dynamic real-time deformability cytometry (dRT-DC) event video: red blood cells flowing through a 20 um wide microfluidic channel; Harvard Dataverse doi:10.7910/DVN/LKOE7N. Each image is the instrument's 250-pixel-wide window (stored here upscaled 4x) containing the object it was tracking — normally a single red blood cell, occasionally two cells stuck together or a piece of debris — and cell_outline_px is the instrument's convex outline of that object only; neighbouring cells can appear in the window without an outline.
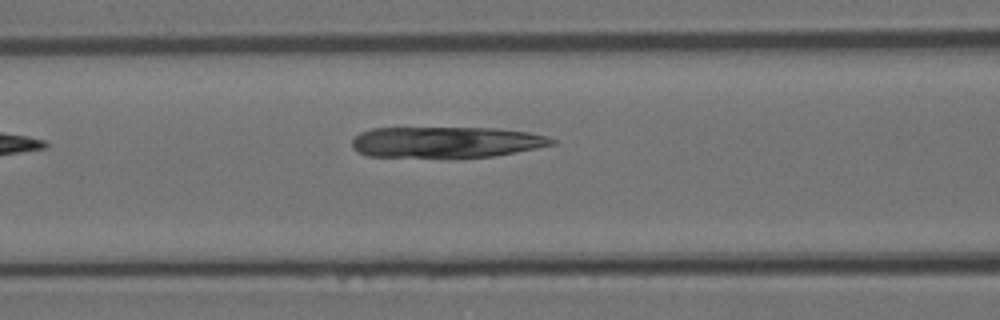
{"species": "Egyptian fruit bat (a non-hibernating species)", "species_latin": "Rousettus aegyptiacus", "temperature_condition": "room temperature", "stored_images_in_passage": 5, "camera_frame_rate_fps": 3000, "um_per_image_px": 0.085, "animal": {"sex": "female"}, "frame": {"image": 1, "passage_image": 5, "time_ms": 1.333, "image_size_px": [1000, 320], "cell_outline_px": [[556, 144], [516, 152], [492, 156], [368, 156], [352, 148], [352, 140], [360, 132], [372, 128], [496, 128], [528, 132], [548, 136], [556, 140]], "centroid_in_image_um": [37.95, 12.06], "position_along_channel_um": 128.7, "area_um2": 35.6}}